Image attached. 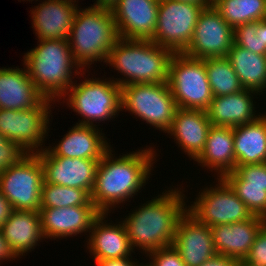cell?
Returning a JSON list of instances; mask_svg holds the SVG:
<instances>
[{"label":"cell","instance_id":"e575fe53","mask_svg":"<svg viewBox=\"0 0 266 266\" xmlns=\"http://www.w3.org/2000/svg\"><path fill=\"white\" fill-rule=\"evenodd\" d=\"M242 263L248 266H266V224L258 232Z\"/></svg>","mask_w":266,"mask_h":266},{"label":"cell","instance_id":"2e32d148","mask_svg":"<svg viewBox=\"0 0 266 266\" xmlns=\"http://www.w3.org/2000/svg\"><path fill=\"white\" fill-rule=\"evenodd\" d=\"M172 245L186 266H201L217 254L211 227L199 223L187 211L177 223Z\"/></svg>","mask_w":266,"mask_h":266},{"label":"cell","instance_id":"8992f818","mask_svg":"<svg viewBox=\"0 0 266 266\" xmlns=\"http://www.w3.org/2000/svg\"><path fill=\"white\" fill-rule=\"evenodd\" d=\"M89 78L74 84L62 96L66 105L83 119L76 124L98 127L102 121L112 120L121 109V86L111 78ZM99 121V122H98ZM95 123V124H94Z\"/></svg>","mask_w":266,"mask_h":266},{"label":"cell","instance_id":"ba28073f","mask_svg":"<svg viewBox=\"0 0 266 266\" xmlns=\"http://www.w3.org/2000/svg\"><path fill=\"white\" fill-rule=\"evenodd\" d=\"M168 85L178 108L206 111L213 99L204 59L174 53L169 63Z\"/></svg>","mask_w":266,"mask_h":266},{"label":"cell","instance_id":"30bf717a","mask_svg":"<svg viewBox=\"0 0 266 266\" xmlns=\"http://www.w3.org/2000/svg\"><path fill=\"white\" fill-rule=\"evenodd\" d=\"M43 168L37 154H26L0 173V191L14 210L41 209Z\"/></svg>","mask_w":266,"mask_h":266},{"label":"cell","instance_id":"3957f363","mask_svg":"<svg viewBox=\"0 0 266 266\" xmlns=\"http://www.w3.org/2000/svg\"><path fill=\"white\" fill-rule=\"evenodd\" d=\"M38 42L35 48L24 54L22 61L37 90L54 104L59 99L61 101L74 84V74L83 76L86 70L75 62L68 40L45 39Z\"/></svg>","mask_w":266,"mask_h":266},{"label":"cell","instance_id":"6da1fadb","mask_svg":"<svg viewBox=\"0 0 266 266\" xmlns=\"http://www.w3.org/2000/svg\"><path fill=\"white\" fill-rule=\"evenodd\" d=\"M154 147L138 149L115 157L109 150L99 161L91 201L100 212L110 213L121 203L137 196L149 181L156 161ZM111 209V210H110Z\"/></svg>","mask_w":266,"mask_h":266},{"label":"cell","instance_id":"b9f144b4","mask_svg":"<svg viewBox=\"0 0 266 266\" xmlns=\"http://www.w3.org/2000/svg\"><path fill=\"white\" fill-rule=\"evenodd\" d=\"M94 1L95 3H93V5L91 4L92 7H97L100 9L112 11V9L117 5L119 0H94Z\"/></svg>","mask_w":266,"mask_h":266},{"label":"cell","instance_id":"ac0fdd59","mask_svg":"<svg viewBox=\"0 0 266 266\" xmlns=\"http://www.w3.org/2000/svg\"><path fill=\"white\" fill-rule=\"evenodd\" d=\"M109 213L101 212L92 223L88 235L87 249L94 260L121 259L131 257L133 250L126 228L121 221L115 224L108 223ZM107 222V223H106Z\"/></svg>","mask_w":266,"mask_h":266},{"label":"cell","instance_id":"d590c367","mask_svg":"<svg viewBox=\"0 0 266 266\" xmlns=\"http://www.w3.org/2000/svg\"><path fill=\"white\" fill-rule=\"evenodd\" d=\"M26 154L17 144L0 134V173L9 166L16 164Z\"/></svg>","mask_w":266,"mask_h":266},{"label":"cell","instance_id":"9a60e30c","mask_svg":"<svg viewBox=\"0 0 266 266\" xmlns=\"http://www.w3.org/2000/svg\"><path fill=\"white\" fill-rule=\"evenodd\" d=\"M160 0H119L112 9L118 36L151 40L157 24Z\"/></svg>","mask_w":266,"mask_h":266},{"label":"cell","instance_id":"7dc6e473","mask_svg":"<svg viewBox=\"0 0 266 266\" xmlns=\"http://www.w3.org/2000/svg\"><path fill=\"white\" fill-rule=\"evenodd\" d=\"M240 266H248V265H245V264H243V263L241 262Z\"/></svg>","mask_w":266,"mask_h":266},{"label":"cell","instance_id":"836d02e7","mask_svg":"<svg viewBox=\"0 0 266 266\" xmlns=\"http://www.w3.org/2000/svg\"><path fill=\"white\" fill-rule=\"evenodd\" d=\"M234 45L253 53L266 55V46H262L260 33H257V21L238 25L234 28Z\"/></svg>","mask_w":266,"mask_h":266},{"label":"cell","instance_id":"f1b7e54d","mask_svg":"<svg viewBox=\"0 0 266 266\" xmlns=\"http://www.w3.org/2000/svg\"><path fill=\"white\" fill-rule=\"evenodd\" d=\"M212 6L233 29L266 19V0H213Z\"/></svg>","mask_w":266,"mask_h":266},{"label":"cell","instance_id":"d6a6232c","mask_svg":"<svg viewBox=\"0 0 266 266\" xmlns=\"http://www.w3.org/2000/svg\"><path fill=\"white\" fill-rule=\"evenodd\" d=\"M223 179L228 184L266 185V162L236 166L234 171L227 173Z\"/></svg>","mask_w":266,"mask_h":266},{"label":"cell","instance_id":"277c9868","mask_svg":"<svg viewBox=\"0 0 266 266\" xmlns=\"http://www.w3.org/2000/svg\"><path fill=\"white\" fill-rule=\"evenodd\" d=\"M173 52L152 40L118 38L106 65L117 70L122 78L112 80L119 86L135 83L168 82L169 63Z\"/></svg>","mask_w":266,"mask_h":266},{"label":"cell","instance_id":"7402d4cb","mask_svg":"<svg viewBox=\"0 0 266 266\" xmlns=\"http://www.w3.org/2000/svg\"><path fill=\"white\" fill-rule=\"evenodd\" d=\"M99 127L75 124L53 147H46L54 156L102 159L112 149Z\"/></svg>","mask_w":266,"mask_h":266},{"label":"cell","instance_id":"5bb4252c","mask_svg":"<svg viewBox=\"0 0 266 266\" xmlns=\"http://www.w3.org/2000/svg\"><path fill=\"white\" fill-rule=\"evenodd\" d=\"M43 168V183L80 188L91 194L96 169L101 159H83L54 156L45 148L36 153Z\"/></svg>","mask_w":266,"mask_h":266},{"label":"cell","instance_id":"f546056e","mask_svg":"<svg viewBox=\"0 0 266 266\" xmlns=\"http://www.w3.org/2000/svg\"><path fill=\"white\" fill-rule=\"evenodd\" d=\"M204 64L213 97L235 94L243 89L227 57L205 58Z\"/></svg>","mask_w":266,"mask_h":266},{"label":"cell","instance_id":"603a6c76","mask_svg":"<svg viewBox=\"0 0 266 266\" xmlns=\"http://www.w3.org/2000/svg\"><path fill=\"white\" fill-rule=\"evenodd\" d=\"M23 67L0 68V109L28 110L45 99Z\"/></svg>","mask_w":266,"mask_h":266},{"label":"cell","instance_id":"7c38bea8","mask_svg":"<svg viewBox=\"0 0 266 266\" xmlns=\"http://www.w3.org/2000/svg\"><path fill=\"white\" fill-rule=\"evenodd\" d=\"M206 5L160 0L154 37L155 44L173 53H183L192 40L199 15Z\"/></svg>","mask_w":266,"mask_h":266},{"label":"cell","instance_id":"8fae6325","mask_svg":"<svg viewBox=\"0 0 266 266\" xmlns=\"http://www.w3.org/2000/svg\"><path fill=\"white\" fill-rule=\"evenodd\" d=\"M217 181L214 187L199 191L193 204L187 206V212L209 227L250 219L253 214L231 186L223 178H217Z\"/></svg>","mask_w":266,"mask_h":266},{"label":"cell","instance_id":"4fadbf2b","mask_svg":"<svg viewBox=\"0 0 266 266\" xmlns=\"http://www.w3.org/2000/svg\"><path fill=\"white\" fill-rule=\"evenodd\" d=\"M234 44V29L210 5L199 15L192 40L183 54L197 59L226 57Z\"/></svg>","mask_w":266,"mask_h":266},{"label":"cell","instance_id":"4dcf8cb0","mask_svg":"<svg viewBox=\"0 0 266 266\" xmlns=\"http://www.w3.org/2000/svg\"><path fill=\"white\" fill-rule=\"evenodd\" d=\"M71 206H95L90 194L80 188H70L51 183H43L41 208H64Z\"/></svg>","mask_w":266,"mask_h":266},{"label":"cell","instance_id":"9c48e42d","mask_svg":"<svg viewBox=\"0 0 266 266\" xmlns=\"http://www.w3.org/2000/svg\"><path fill=\"white\" fill-rule=\"evenodd\" d=\"M52 101L45 98L28 110L0 109V134L27 154L41 152L45 137L49 136Z\"/></svg>","mask_w":266,"mask_h":266},{"label":"cell","instance_id":"83f0119b","mask_svg":"<svg viewBox=\"0 0 266 266\" xmlns=\"http://www.w3.org/2000/svg\"><path fill=\"white\" fill-rule=\"evenodd\" d=\"M243 89L257 93L266 91V55L253 53L237 45L232 46L226 56Z\"/></svg>","mask_w":266,"mask_h":266},{"label":"cell","instance_id":"f6af8a7d","mask_svg":"<svg viewBox=\"0 0 266 266\" xmlns=\"http://www.w3.org/2000/svg\"><path fill=\"white\" fill-rule=\"evenodd\" d=\"M135 266H154L153 264H152V262L149 260V262L148 263H140L139 264V262H138V264L136 263V265Z\"/></svg>","mask_w":266,"mask_h":266},{"label":"cell","instance_id":"484cf974","mask_svg":"<svg viewBox=\"0 0 266 266\" xmlns=\"http://www.w3.org/2000/svg\"><path fill=\"white\" fill-rule=\"evenodd\" d=\"M1 231L17 258L33 251L34 247L39 246V241L44 239L37 211L13 210Z\"/></svg>","mask_w":266,"mask_h":266},{"label":"cell","instance_id":"cb8c5ba5","mask_svg":"<svg viewBox=\"0 0 266 266\" xmlns=\"http://www.w3.org/2000/svg\"><path fill=\"white\" fill-rule=\"evenodd\" d=\"M261 95L249 89L230 95L213 97L206 110L212 126L236 127L256 120L253 96Z\"/></svg>","mask_w":266,"mask_h":266},{"label":"cell","instance_id":"d4e9b609","mask_svg":"<svg viewBox=\"0 0 266 266\" xmlns=\"http://www.w3.org/2000/svg\"><path fill=\"white\" fill-rule=\"evenodd\" d=\"M204 169L213 170L223 178L236 167L233 127L211 126L203 151L194 160Z\"/></svg>","mask_w":266,"mask_h":266},{"label":"cell","instance_id":"d6986e66","mask_svg":"<svg viewBox=\"0 0 266 266\" xmlns=\"http://www.w3.org/2000/svg\"><path fill=\"white\" fill-rule=\"evenodd\" d=\"M78 4L67 0H44L32 7V28L40 40H68Z\"/></svg>","mask_w":266,"mask_h":266},{"label":"cell","instance_id":"7a4b0ae2","mask_svg":"<svg viewBox=\"0 0 266 266\" xmlns=\"http://www.w3.org/2000/svg\"><path fill=\"white\" fill-rule=\"evenodd\" d=\"M183 191L178 185L171 187L122 219L133 250L140 248L138 250H143L140 253L146 255L172 245L177 223L187 211Z\"/></svg>","mask_w":266,"mask_h":266},{"label":"cell","instance_id":"74e56055","mask_svg":"<svg viewBox=\"0 0 266 266\" xmlns=\"http://www.w3.org/2000/svg\"><path fill=\"white\" fill-rule=\"evenodd\" d=\"M241 262L237 259L225 255L215 254L205 261L201 266H240Z\"/></svg>","mask_w":266,"mask_h":266},{"label":"cell","instance_id":"7bdbcfd3","mask_svg":"<svg viewBox=\"0 0 266 266\" xmlns=\"http://www.w3.org/2000/svg\"><path fill=\"white\" fill-rule=\"evenodd\" d=\"M257 33H260L262 46H266V19L257 21Z\"/></svg>","mask_w":266,"mask_h":266},{"label":"cell","instance_id":"ffe728a7","mask_svg":"<svg viewBox=\"0 0 266 266\" xmlns=\"http://www.w3.org/2000/svg\"><path fill=\"white\" fill-rule=\"evenodd\" d=\"M266 219L252 216L242 222L211 227L214 248L217 254L243 262Z\"/></svg>","mask_w":266,"mask_h":266},{"label":"cell","instance_id":"60d3db41","mask_svg":"<svg viewBox=\"0 0 266 266\" xmlns=\"http://www.w3.org/2000/svg\"><path fill=\"white\" fill-rule=\"evenodd\" d=\"M15 259H17V257L11 251L8 242L4 238L2 231L0 229V263L5 262L4 260L11 261Z\"/></svg>","mask_w":266,"mask_h":266},{"label":"cell","instance_id":"e0dca14e","mask_svg":"<svg viewBox=\"0 0 266 266\" xmlns=\"http://www.w3.org/2000/svg\"><path fill=\"white\" fill-rule=\"evenodd\" d=\"M101 212L95 206L41 208V231L44 239L74 237L90 232L92 223Z\"/></svg>","mask_w":266,"mask_h":266},{"label":"cell","instance_id":"1f68e13d","mask_svg":"<svg viewBox=\"0 0 266 266\" xmlns=\"http://www.w3.org/2000/svg\"><path fill=\"white\" fill-rule=\"evenodd\" d=\"M254 216L266 219V185L229 184Z\"/></svg>","mask_w":266,"mask_h":266},{"label":"cell","instance_id":"ee69618b","mask_svg":"<svg viewBox=\"0 0 266 266\" xmlns=\"http://www.w3.org/2000/svg\"><path fill=\"white\" fill-rule=\"evenodd\" d=\"M175 1H180V2H185V3H193L196 5H206L207 7L212 5L211 0H175Z\"/></svg>","mask_w":266,"mask_h":266},{"label":"cell","instance_id":"8d00e7d4","mask_svg":"<svg viewBox=\"0 0 266 266\" xmlns=\"http://www.w3.org/2000/svg\"><path fill=\"white\" fill-rule=\"evenodd\" d=\"M148 256L154 266H186L173 245L152 251Z\"/></svg>","mask_w":266,"mask_h":266},{"label":"cell","instance_id":"ab89813d","mask_svg":"<svg viewBox=\"0 0 266 266\" xmlns=\"http://www.w3.org/2000/svg\"><path fill=\"white\" fill-rule=\"evenodd\" d=\"M13 210L14 209L11 203L0 191V229L2 228L4 223L7 221V219L10 217Z\"/></svg>","mask_w":266,"mask_h":266},{"label":"cell","instance_id":"52a82bcc","mask_svg":"<svg viewBox=\"0 0 266 266\" xmlns=\"http://www.w3.org/2000/svg\"><path fill=\"white\" fill-rule=\"evenodd\" d=\"M121 109L166 133L178 106L168 82L135 83L121 87Z\"/></svg>","mask_w":266,"mask_h":266},{"label":"cell","instance_id":"44dd1931","mask_svg":"<svg viewBox=\"0 0 266 266\" xmlns=\"http://www.w3.org/2000/svg\"><path fill=\"white\" fill-rule=\"evenodd\" d=\"M211 126L206 111L178 108L166 133L174 138L180 150L187 154L190 160H195L205 147Z\"/></svg>","mask_w":266,"mask_h":266},{"label":"cell","instance_id":"5b68a950","mask_svg":"<svg viewBox=\"0 0 266 266\" xmlns=\"http://www.w3.org/2000/svg\"><path fill=\"white\" fill-rule=\"evenodd\" d=\"M118 38L111 11L92 6L78 7L68 42L72 56L82 70H86L85 67L89 69L97 61L106 64Z\"/></svg>","mask_w":266,"mask_h":266},{"label":"cell","instance_id":"bcb514c9","mask_svg":"<svg viewBox=\"0 0 266 266\" xmlns=\"http://www.w3.org/2000/svg\"><path fill=\"white\" fill-rule=\"evenodd\" d=\"M67 1H73L74 3H78L79 0H67Z\"/></svg>","mask_w":266,"mask_h":266},{"label":"cell","instance_id":"4316f807","mask_svg":"<svg viewBox=\"0 0 266 266\" xmlns=\"http://www.w3.org/2000/svg\"><path fill=\"white\" fill-rule=\"evenodd\" d=\"M236 166L266 162V113L233 127Z\"/></svg>","mask_w":266,"mask_h":266},{"label":"cell","instance_id":"f35d334b","mask_svg":"<svg viewBox=\"0 0 266 266\" xmlns=\"http://www.w3.org/2000/svg\"><path fill=\"white\" fill-rule=\"evenodd\" d=\"M131 257L121 259L94 260L96 266H135L138 261Z\"/></svg>","mask_w":266,"mask_h":266}]
</instances>
